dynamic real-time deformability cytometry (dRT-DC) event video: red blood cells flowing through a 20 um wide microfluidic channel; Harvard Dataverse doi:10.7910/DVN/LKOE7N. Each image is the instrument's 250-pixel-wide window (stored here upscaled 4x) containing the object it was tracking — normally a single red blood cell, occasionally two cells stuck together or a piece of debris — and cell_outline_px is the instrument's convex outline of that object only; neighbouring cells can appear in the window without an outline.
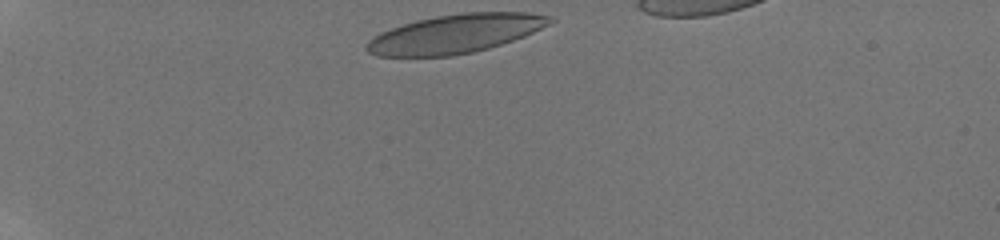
{"species": "human", "species_latin": "Homo sapiens", "temperature_condition": "room temperature", "stored_images_in_passage": 11, "segment_of_instrument_passage": [1, 2], "camera_frame_rate_fps": 3000, "um_per_image_px": 0.085, "donor": {"sex": "male"}, "frame": {"image": 1, "passage_image": 1, "time_ms": 0.0, "image_size_px": [1000, 240], "cell_outline_px": [[556, 20], [524, 36], [488, 48], [472, 52], [452, 56], [376, 56], [368, 52], [364, 48], [368, 40], [380, 32], [416, 20], [436, 16], [464, 12], [528, 12], [552, 16]], "centroid_in_image_um": [38.68, 2.86], "position_along_channel_um": 46.3, "area_um2": 41.21}}
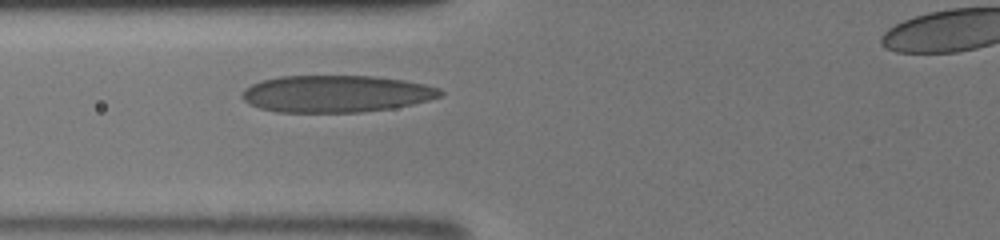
{"frame": {"image": 2, "passage_image": 10, "time_ms": 2.667, "image_size_px": [1000, 240], "cell_outline_px": [[444, 96], [412, 104], [392, 108], [360, 112], [276, 112], [260, 108], [244, 100], [240, 96], [244, 88], [252, 84], [264, 80], [280, 76], [372, 76], [404, 80], [424, 84], [440, 88], [444, 92]], "centroid_in_image_um": [28.59, 7.97], "position_along_channel_um": 97.2, "area_um2": 42.71}}